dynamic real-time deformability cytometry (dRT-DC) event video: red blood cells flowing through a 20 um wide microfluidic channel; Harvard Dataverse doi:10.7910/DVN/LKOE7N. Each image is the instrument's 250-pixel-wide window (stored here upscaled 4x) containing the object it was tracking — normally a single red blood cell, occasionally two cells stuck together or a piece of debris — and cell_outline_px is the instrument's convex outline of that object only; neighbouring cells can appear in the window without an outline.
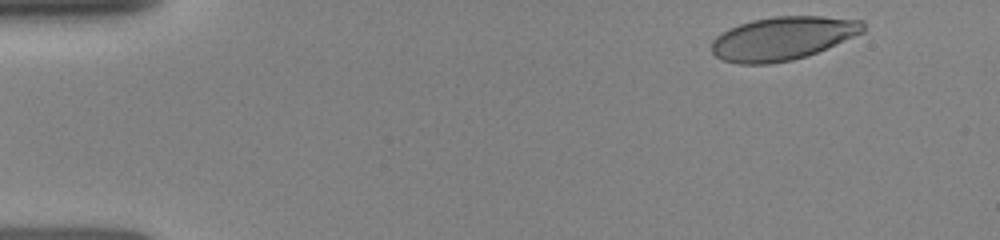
{"species": "human", "species_latin": "Homo sapiens", "temperature_condition": "room temperature", "stored_images_in_passage": 42, "camera_frame_rate_fps": 3000, "um_per_image_px": 0.085, "donor": {"sex": "female"}, "frame": {"image": 1, "passage_image": 1, "time_ms": 0.0, "image_size_px": [1000, 240], "cell_outline_px": [[864, 32], [816, 52], [792, 60], [768, 64], [740, 64], [724, 60], [716, 56], [712, 52], [712, 40], [716, 36], [728, 28], [752, 20], [772, 16], [824, 16], [864, 20]], "centroid_in_image_um": [66.52, 3.25], "position_along_channel_um": 18.5, "area_um2": 38.21}}
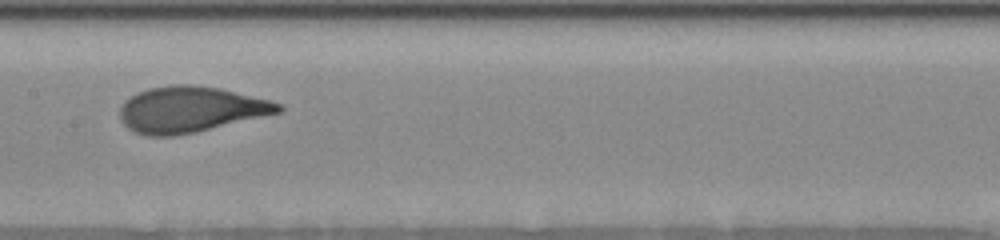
{"frame": {"image": 2, "passage_image": 21, "time_ms": 6.667, "image_size_px": [1000, 240], "cell_outline_px": [[284, 108], [280, 112], [192, 132], [172, 136], [148, 136], [132, 132], [120, 120], [120, 108], [124, 100], [148, 88], [172, 84], [192, 84], [220, 88], [272, 100], [280, 104]], "centroid_in_image_um": [16.15, 9.29], "position_along_channel_um": 191.2, "area_um2": 42.08}}
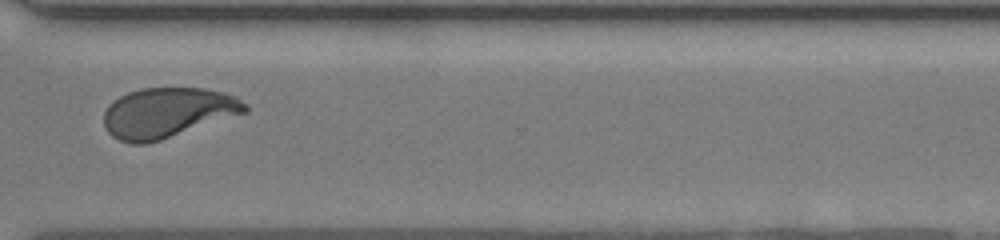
{"frame": {"image": 3, "passage_image": 41, "time_ms": 10.667, "image_size_px": [1000, 240], "cell_outline_px": [[248, 112], [160, 140], [144, 144], [132, 144], [120, 140], [112, 136], [104, 128], [104, 112], [108, 104], [112, 100], [128, 92], [140, 88], [204, 88], [224, 92], [236, 96], [248, 104]], "centroid_in_image_um": [14.24, 9.57], "position_along_channel_um": 356.4, "area_um2": 41.44}}